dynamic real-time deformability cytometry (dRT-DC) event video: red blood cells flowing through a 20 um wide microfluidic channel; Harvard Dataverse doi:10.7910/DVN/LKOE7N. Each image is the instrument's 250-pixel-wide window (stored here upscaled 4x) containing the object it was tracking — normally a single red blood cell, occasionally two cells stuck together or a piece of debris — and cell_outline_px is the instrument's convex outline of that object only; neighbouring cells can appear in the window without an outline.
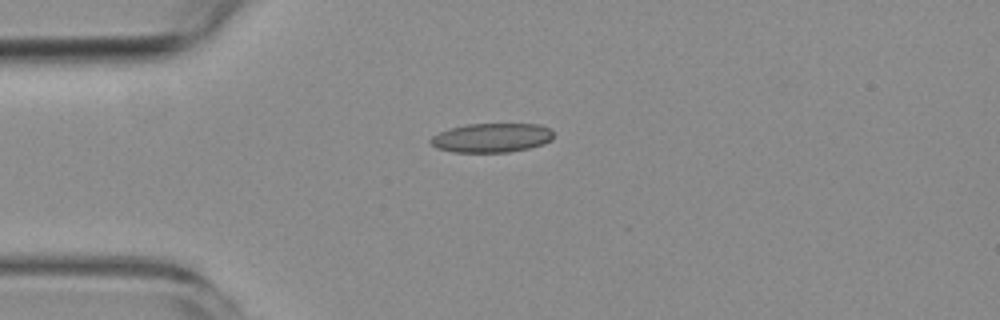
{"species": "common noctule bat (a hibernating species)", "species_latin": "Nyctalus noctula", "temperature_condition": "room temperature", "stored_images_in_passage": 2, "camera_frame_rate_fps": 3000, "um_per_image_px": 0.085, "animal": {"sex": "female", "body_mass_g": 19.3, "forearm_length_mm": 54.1}, "frame": {"image": 1, "passage_image": 1, "time_ms": 0.0, "image_size_px": [1000, 320], "cell_outline_px": [[552, 140], [544, 144], [528, 148], [508, 152], [452, 152], [436, 148], [428, 140], [432, 136], [440, 132], [452, 128], [468, 124], [540, 124], [548, 128], [552, 132]], "centroid_in_image_um": [41.78, 11.71], "position_along_channel_um": 43.2, "area_um2": 20.81}}